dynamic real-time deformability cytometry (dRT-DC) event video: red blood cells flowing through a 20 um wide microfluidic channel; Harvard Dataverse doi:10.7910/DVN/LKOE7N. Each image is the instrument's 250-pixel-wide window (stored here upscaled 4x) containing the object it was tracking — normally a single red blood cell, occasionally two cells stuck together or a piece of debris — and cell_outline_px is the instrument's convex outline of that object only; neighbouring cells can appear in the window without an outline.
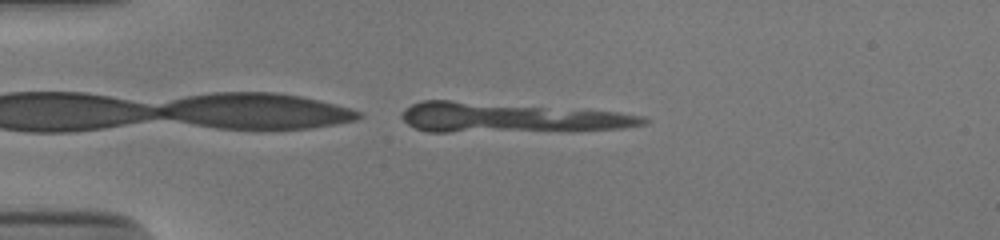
{"species": "human", "species_latin": "Homo sapiens", "temperature_condition": "cold", "stored_images_in_passage": 40, "camera_frame_rate_fps": 3000, "um_per_image_px": 0.085, "donor": {"sex": "male"}, "frame": {"image": 1, "passage_image": 1, "time_ms": 0.0, "image_size_px": [1000, 240], "cell_outline_px": [[652, 120], [648, 124], [624, 128], [448, 132], [428, 132], [416, 128], [408, 124], [400, 116], [400, 112], [404, 108], [420, 100], [448, 100], [620, 112], [644, 116]], "centroid_in_image_um": [43.32, 9.98], "position_along_channel_um": 41.7, "area_um2": 41.5}}
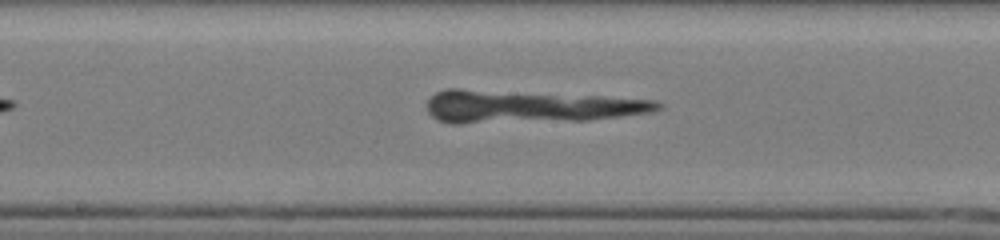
{"frame": {"image": 2, "passage_image": 16, "time_ms": 5.0, "image_size_px": [1000, 240], "cell_outline_px": [[664, 108], [652, 112], [588, 120], [460, 124], [452, 124], [436, 120], [428, 112], [424, 104], [428, 96], [444, 88], [460, 88], [600, 96], [656, 100], [664, 104]], "centroid_in_image_um": [44.91, 9.06], "position_along_channel_um": 203.3, "area_um2": 44.8}}
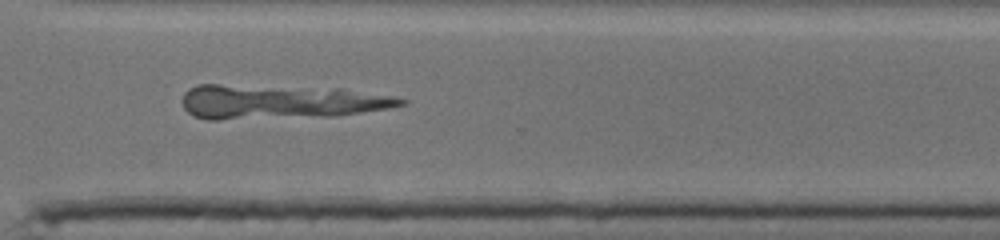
{"frame": {"image": 3, "passage_image": 27, "time_ms": 8.667, "image_size_px": [1000, 240], "cell_outline_px": [[408, 104], [388, 108], [336, 116], [220, 120], [208, 120], [192, 116], [184, 108], [184, 92], [188, 88], [196, 84], [216, 84], [340, 88], [392, 96], [408, 100]], "centroid_in_image_um": [23.79, 8.65], "position_along_channel_um": 346.8, "area_um2": 44.16}}